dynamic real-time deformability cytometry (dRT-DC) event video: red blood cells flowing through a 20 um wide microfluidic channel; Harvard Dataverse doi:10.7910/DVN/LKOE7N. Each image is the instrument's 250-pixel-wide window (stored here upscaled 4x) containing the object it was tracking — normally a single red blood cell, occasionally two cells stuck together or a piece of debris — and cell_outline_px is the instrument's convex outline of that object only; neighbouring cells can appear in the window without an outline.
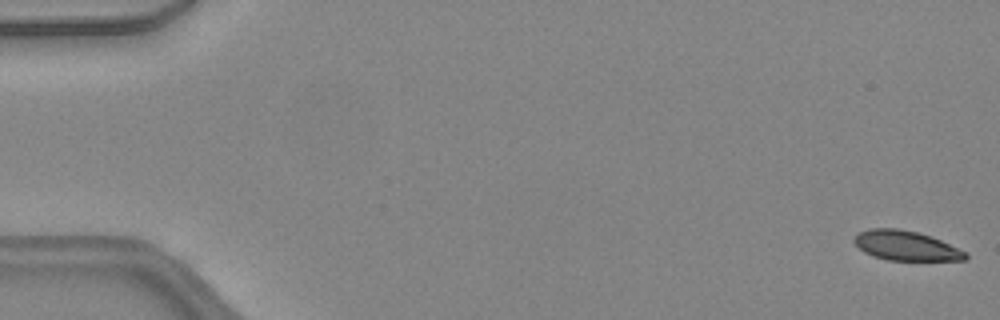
{"species": "common noctule bat (a hibernating species)", "species_latin": "Nyctalus noctula", "temperature_condition": "warm", "stored_images_in_passage": 48, "camera_frame_rate_fps": 3000, "um_per_image_px": 0.085, "animal": {"sex": "female", "body_mass_g": 24.6, "forearm_length_mm": 56.2}, "frame": {"image": 1, "passage_image": 1, "time_ms": 0.0, "image_size_px": [1000, 320], "cell_outline_px": [[968, 256], [964, 260], [888, 260], [872, 256], [864, 252], [852, 240], [860, 232], [868, 228], [896, 228], [916, 232], [940, 240], [968, 252]], "centroid_in_image_um": [77.0, 20.89], "position_along_channel_um": 8.0, "area_um2": 19.07}}
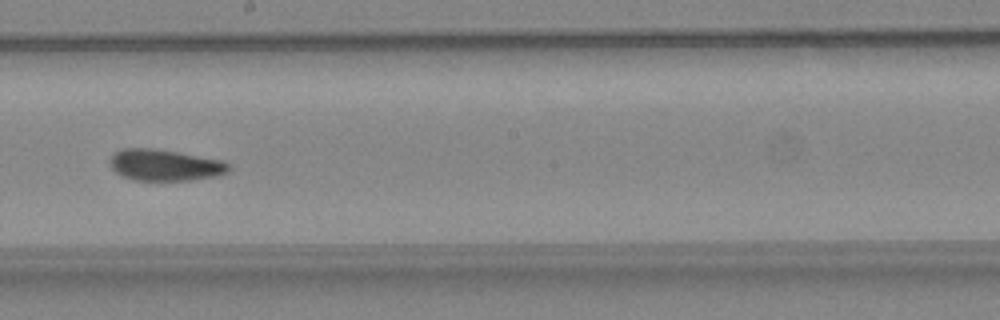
{"frame": {"image": 2, "passage_image": 27, "time_ms": 8.667, "image_size_px": [1000, 320], "cell_outline_px": [[232, 168], [228, 172], [220, 176], [192, 180], [132, 180], [120, 176], [112, 168], [108, 160], [116, 152], [124, 148], [152, 148], [224, 160]], "centroid_in_image_um": [14.04, 14.04], "position_along_channel_um": 234.2, "area_um2": 21.91}}
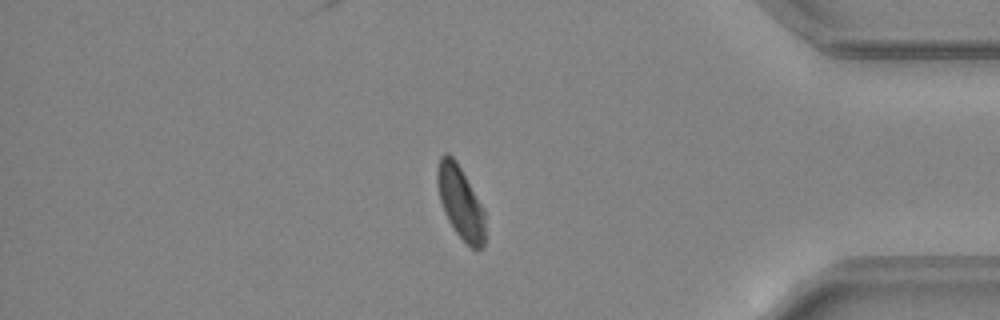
{"frame": {"image": 3, "passage_image": 40, "time_ms": 13.0, "image_size_px": [1000, 320], "cell_outline_px": [[484, 248], [472, 248], [456, 232], [448, 220], [444, 212], [440, 200], [436, 184], [436, 172], [440, 156], [444, 152], [448, 152], [456, 160], [484, 208]], "centroid_in_image_um": [39.11, 17.15], "position_along_channel_um": 396.1, "area_um2": 20.23}, "authors_computed_cell_mechanics": {"area_um2": 21.4438, "velocity_mm_per_s": 4.4258, "shape_relaxation_time_tau1_ms": 6.1766, "shape_relaxation_time_tau2_ms": 3.2921, "deformation_change_tau1": 0.1437, "deformation_change_tau2": 0.0839}}